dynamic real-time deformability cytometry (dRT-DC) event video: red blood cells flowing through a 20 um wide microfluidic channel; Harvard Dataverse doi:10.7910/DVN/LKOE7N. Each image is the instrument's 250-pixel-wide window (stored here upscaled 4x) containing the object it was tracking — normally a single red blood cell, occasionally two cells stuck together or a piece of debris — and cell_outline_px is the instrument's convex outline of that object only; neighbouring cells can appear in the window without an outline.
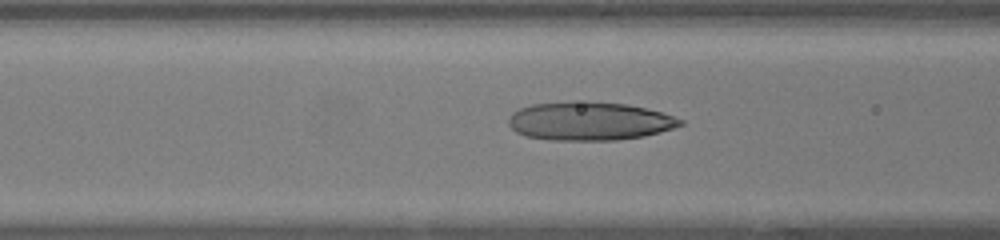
{"species": "human", "species_latin": "Homo sapiens", "temperature_condition": "warm", "stored_images_in_passage": 46, "camera_frame_rate_fps": 3000, "um_per_image_px": 0.085, "donor": {"sex": "female"}, "frame": {"image": 1, "passage_image": 17, "time_ms": 5.333, "image_size_px": [1000, 240], "cell_outline_px": [[684, 124], [660, 132], [644, 136], [616, 140], [548, 140], [524, 136], [516, 132], [508, 124], [508, 116], [512, 112], [520, 108], [532, 104], [572, 100], [628, 104], [660, 112], [684, 120]], "centroid_in_image_um": [50.05, 10.29], "position_along_channel_um": 116.6, "area_um2": 38.78}}
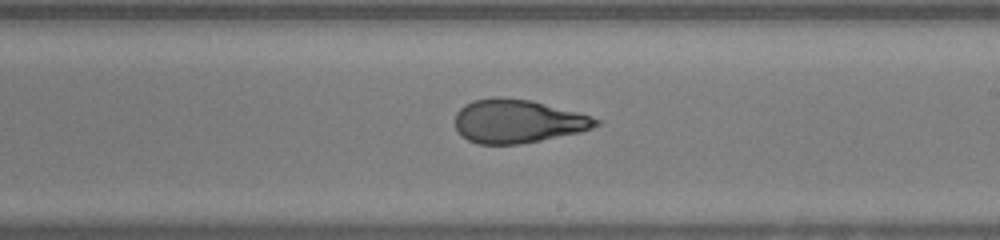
{"frame": {"image": 2, "passage_image": 26, "time_ms": 8.333, "image_size_px": [1000, 240], "cell_outline_px": [[600, 124], [592, 128], [580, 132], [520, 144], [476, 144], [468, 140], [456, 128], [456, 112], [464, 104], [472, 100], [496, 96], [500, 96], [532, 100], [576, 112], [600, 120]], "centroid_in_image_um": [43.97, 10.29], "position_along_channel_um": 245.0, "area_um2": 35.6}}
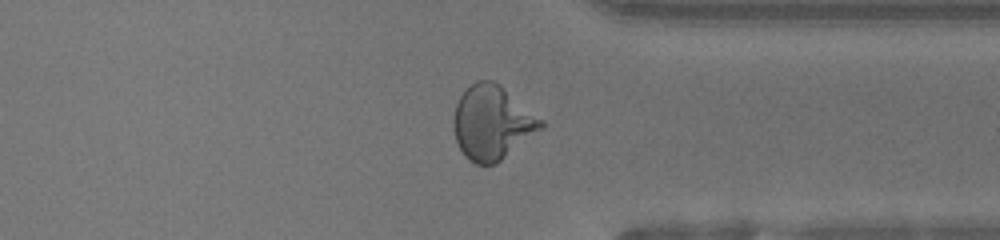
{"frame": {"image": 3, "passage_image": 35, "time_ms": 11.333, "image_size_px": [1000, 240], "cell_outline_px": [[544, 128], [496, 164], [476, 164], [468, 160], [464, 156], [456, 140], [452, 124], [452, 116], [456, 104], [460, 96], [476, 80], [492, 80], [500, 84], [544, 120]], "centroid_in_image_um": [41.84, 10.43], "position_along_channel_um": 369.6, "area_um2": 37.97}, "authors_computed_cell_mechanics": {"area_um2": 39.3329, "velocity_mm_per_s": 4.2806, "shape_relaxation_time_tau1_ms": null, "shape_relaxation_time_tau2_ms": 1.3189, "deformation_change_tau1": null, "deformation_change_tau2": 0.0874}}